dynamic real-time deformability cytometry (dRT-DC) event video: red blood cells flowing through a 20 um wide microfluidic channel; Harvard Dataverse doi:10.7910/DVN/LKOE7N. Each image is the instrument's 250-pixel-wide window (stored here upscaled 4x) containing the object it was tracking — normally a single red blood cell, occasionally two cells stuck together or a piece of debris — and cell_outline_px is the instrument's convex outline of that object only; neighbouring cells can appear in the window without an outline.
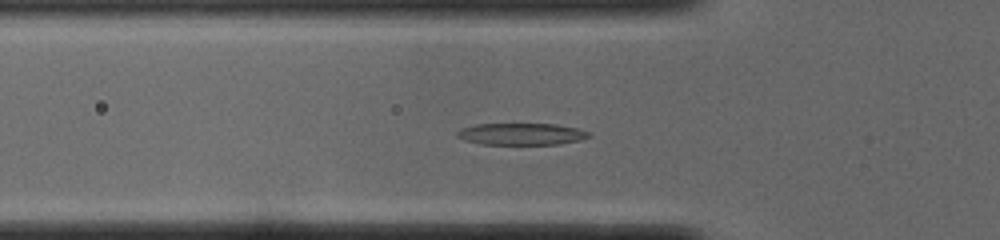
{"species": "common noctule bat (a hibernating species)", "species_latin": "Nyctalus noctula", "temperature_condition": "cold", "stored_images_in_passage": 52, "segment_of_instrument_passage": [1, 2], "camera_frame_rate_fps": 3000, "um_per_image_px": 0.085, "animal": {"sex": "male", "body_mass_g": 19.0, "forearm_length_mm": 50.8}, "frame": {"image": 1, "passage_image": 16, "time_ms": 5.0, "image_size_px": [1000, 240], "cell_outline_px": [[592, 136], [580, 140], [560, 144], [480, 144], [464, 140], [456, 136], [456, 132], [460, 128], [476, 124], [556, 124], [576, 128], [588, 132]], "centroid_in_image_um": [44.29, 11.39], "position_along_channel_um": 81.5, "area_um2": 16.76}}
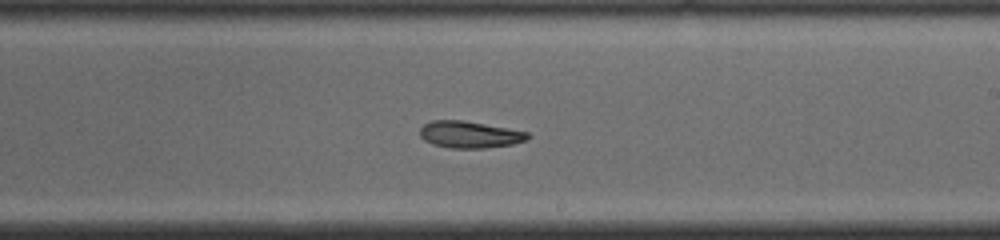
{"frame": {"image": 2, "passage_image": 29, "time_ms": 9.333, "image_size_px": [1000, 240], "cell_outline_px": [[532, 136], [528, 140], [512, 144], [484, 148], [452, 148], [432, 144], [424, 140], [420, 136], [420, 128], [424, 124], [432, 120], [464, 120], [528, 132]], "centroid_in_image_um": [39.93, 11.43], "position_along_channel_um": 249.1, "area_um2": 16.88}}
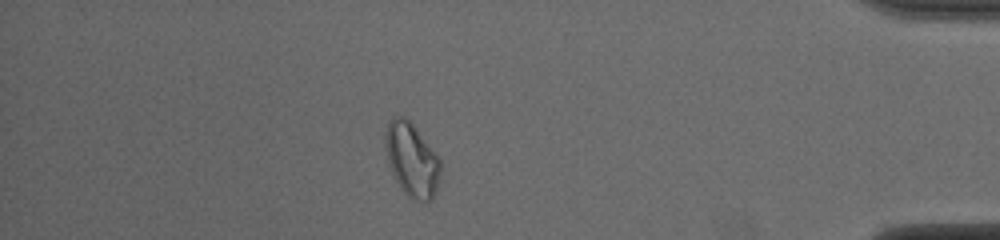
{"frame": {"image": 3, "passage_image": 44, "time_ms": 14.333, "image_size_px": [1000, 240], "cell_outline_px": [[440, 172], [436, 188], [432, 200], [428, 204], [412, 200], [400, 188], [388, 164], [384, 148], [384, 136], [388, 120], [392, 116], [404, 116], [416, 128], [440, 160]], "centroid_in_image_um": [34.96, 13.59], "position_along_channel_um": 400.2, "area_um2": 23.87}}